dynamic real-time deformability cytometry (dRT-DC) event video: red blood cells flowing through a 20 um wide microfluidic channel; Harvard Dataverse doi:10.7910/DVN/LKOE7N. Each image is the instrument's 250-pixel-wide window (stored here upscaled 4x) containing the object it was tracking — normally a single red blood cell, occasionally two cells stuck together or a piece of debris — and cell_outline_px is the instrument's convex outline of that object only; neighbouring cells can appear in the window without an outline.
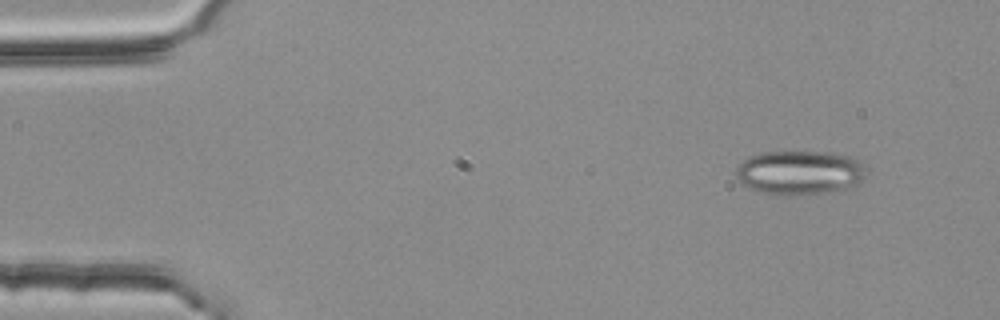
{"species": "common noctule bat (a hibernating species)", "species_latin": "Nyctalus noctula", "temperature_condition": "room temperature", "stored_images_in_passage": 4, "camera_frame_rate_fps": 3000, "um_per_image_px": 0.085, "animal": {"sex": "female", "body_mass_g": 25.1}, "frame": {"image": 1, "passage_image": 1, "time_ms": 0.0, "image_size_px": [1000, 320], "cell_outline_px": [[864, 176], [856, 184], [844, 192], [784, 196], [760, 192], [748, 188], [736, 176], [736, 168], [744, 160], [752, 156], [764, 152], [832, 152], [852, 156], [864, 168]], "centroid_in_image_um": [68.0, 14.7], "position_along_channel_um": 17.0, "area_um2": 33.76}}